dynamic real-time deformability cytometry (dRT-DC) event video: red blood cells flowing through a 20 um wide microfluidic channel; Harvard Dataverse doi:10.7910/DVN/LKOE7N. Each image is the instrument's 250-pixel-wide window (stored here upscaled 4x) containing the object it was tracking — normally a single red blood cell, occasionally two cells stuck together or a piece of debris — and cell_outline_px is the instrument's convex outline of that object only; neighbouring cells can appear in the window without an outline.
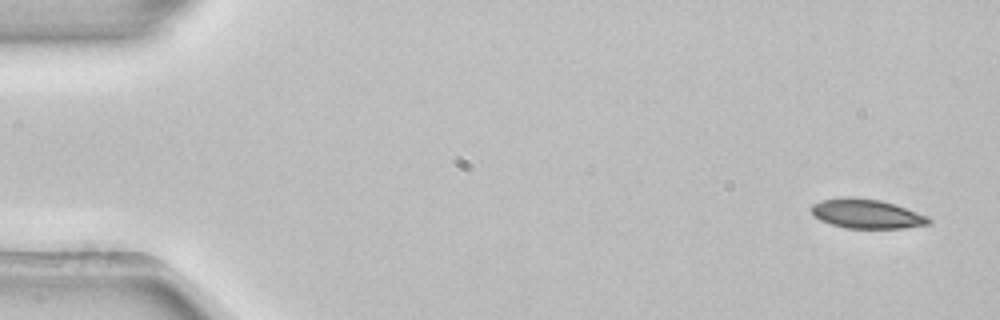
{"species": "common noctule bat (a hibernating species)", "species_latin": "Nyctalus noctula", "temperature_condition": "room temperature", "stored_images_in_passage": 6, "camera_frame_rate_fps": 3000, "um_per_image_px": 0.085, "animal": {"sex": "female", "body_mass_g": 22.7, "forearm_length_mm": 54.2}, "frame": {"image": 1, "passage_image": 1, "time_ms": 0.0, "image_size_px": [1000, 320], "cell_outline_px": [[932, 220], [928, 224], [904, 228], [848, 228], [832, 224], [820, 220], [812, 212], [812, 204], [820, 200], [852, 196], [880, 200], [928, 216]], "centroid_in_image_um": [73.65, 18.17], "position_along_channel_um": 11.3, "area_um2": 19.77}}
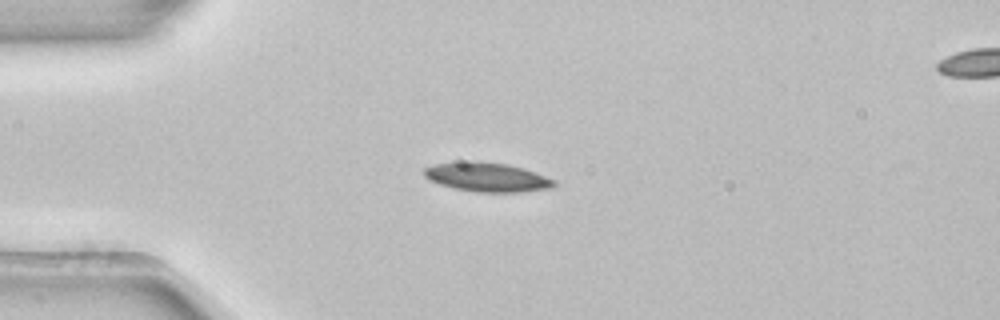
{"frame": {"image": 2, "passage_image": 4, "time_ms": 1.0, "image_size_px": [1000, 320], "cell_outline_px": [[556, 184], [552, 188], [520, 192], [476, 192], [456, 188], [440, 184], [428, 180], [424, 176], [424, 168], [436, 164], [472, 160], [508, 164], [524, 168], [536, 172], [556, 180]], "centroid_in_image_um": [41.43, 15.05], "position_along_channel_um": 43.6, "area_um2": 22.2}}